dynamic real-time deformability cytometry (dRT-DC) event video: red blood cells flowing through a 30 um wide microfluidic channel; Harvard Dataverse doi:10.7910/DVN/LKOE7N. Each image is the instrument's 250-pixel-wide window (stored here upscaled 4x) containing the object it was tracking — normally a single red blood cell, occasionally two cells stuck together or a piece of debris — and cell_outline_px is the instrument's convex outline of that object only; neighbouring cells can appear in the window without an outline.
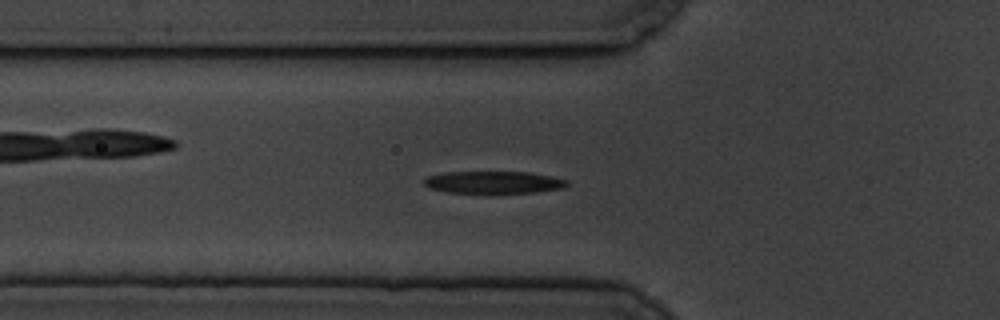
{"species": "common noctule bat (a hibernating species)", "species_latin": "Nyctalus noctula", "temperature_condition": "cold", "stored_images_in_passage": 49, "camera_frame_rate_fps": 3000, "um_per_image_px": 0.085, "animal": {"sex": "male", "body_mass_g": 19.5, "forearm_length_mm": 54.6}, "frame": {"image": 1, "passage_image": 10, "time_ms": 3.0, "image_size_px": [1000, 320], "cell_outline_px": [[568, 184], [564, 188], [536, 192], [492, 196], [488, 196], [448, 192], [428, 188], [420, 180], [424, 176], [444, 172], [528, 172], [552, 176], [568, 180]], "centroid_in_image_um": [41.89, 15.54], "position_along_channel_um": 83.9, "area_um2": 19.88}}
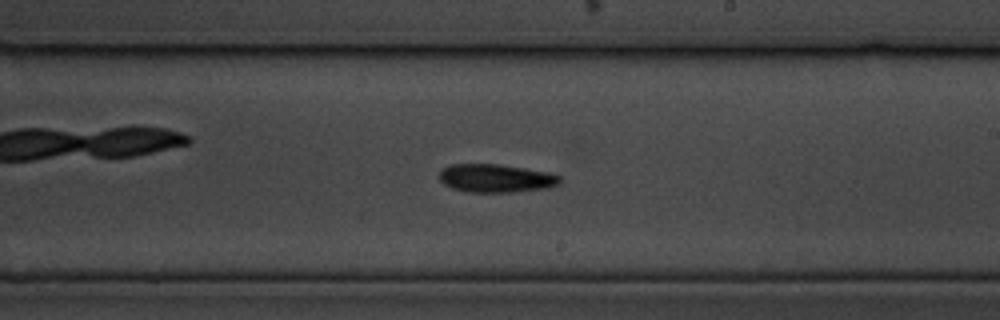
{"frame": {"image": 2, "passage_image": 24, "time_ms": 7.667, "image_size_px": [1000, 320], "cell_outline_px": [[560, 184], [548, 188], [516, 192], [468, 192], [452, 188], [444, 184], [440, 180], [440, 168], [448, 164], [496, 164], [524, 168], [548, 172], [560, 176]], "centroid_in_image_um": [42.13, 15.15], "position_along_channel_um": 246.9, "area_um2": 20.0}}
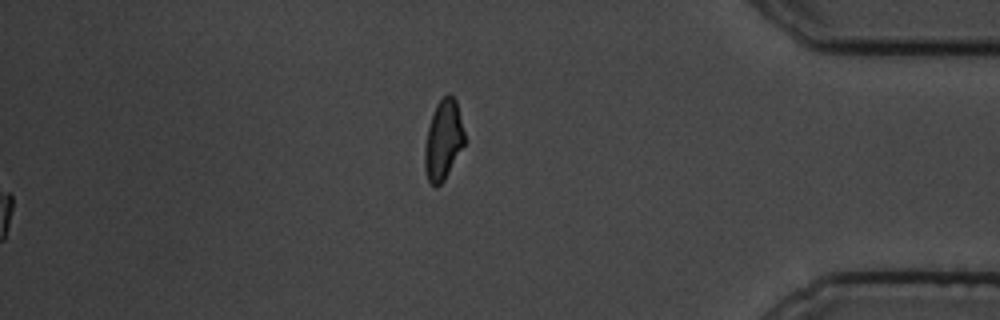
{"frame": {"image": 3, "passage_image": 49, "time_ms": 16.0, "image_size_px": [1000, 320], "cell_outline_px": [[464, 144], [444, 180], [436, 188], [428, 180], [424, 168], [424, 148], [428, 128], [436, 104], [448, 92], [456, 100], [464, 132]], "centroid_in_image_um": [37.66, 11.91], "position_along_channel_um": 397.5, "area_um2": 18.26}, "authors_computed_cell_mechanics": {"area_um2": 19.3052, "velocity_mm_per_s": 3.4939, "shape_relaxation_time_tau1_ms": 3.8793, "shape_relaxation_time_tau2_ms": null, "deformation_change_tau1": 0.1675, "deformation_change_tau2": null}}